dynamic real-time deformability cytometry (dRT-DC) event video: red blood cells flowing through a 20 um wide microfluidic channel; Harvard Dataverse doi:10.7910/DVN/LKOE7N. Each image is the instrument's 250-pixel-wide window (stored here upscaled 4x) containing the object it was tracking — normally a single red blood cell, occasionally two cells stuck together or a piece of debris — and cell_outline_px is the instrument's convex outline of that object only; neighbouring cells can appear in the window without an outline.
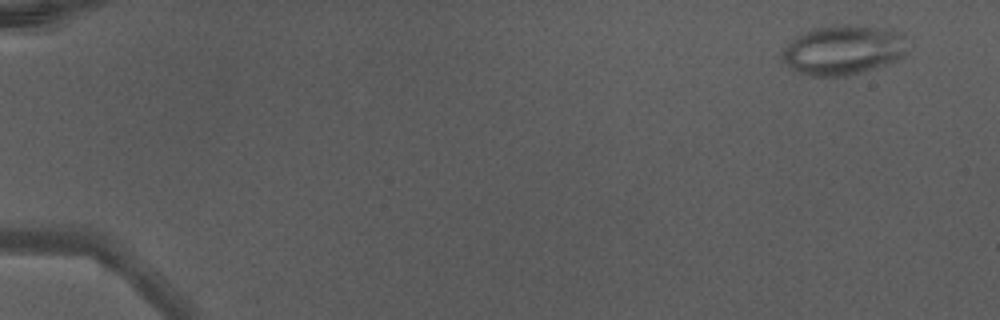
{"species": "Egyptian fruit bat (a non-hibernating species)", "species_latin": "Rousettus aegyptiacus", "temperature_condition": "warm", "stored_images_in_passage": 46, "camera_frame_rate_fps": 3000, "um_per_image_px": 0.085, "animal": {"sex": "male"}, "frame": {"image": 1, "passage_image": 1, "time_ms": 0.0, "image_size_px": [1000, 320], "cell_outline_px": [[904, 56], [888, 64], [864, 72], [848, 76], [808, 76], [796, 72], [792, 68], [784, 56], [788, 44], [796, 36], [816, 28], [848, 24], [856, 24], [892, 28], [904, 36]], "centroid_in_image_um": [71.75, 4.25], "position_along_channel_um": 13.3, "area_um2": 35.95}}
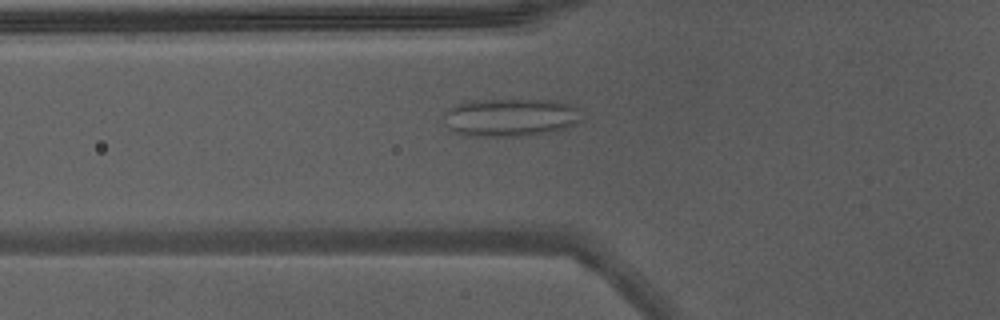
{"frame": {"image": 2, "passage_image": 17, "time_ms": 5.333, "image_size_px": [1000, 320], "cell_outline_px": [[580, 120], [568, 128], [556, 132], [528, 136], [464, 136], [448, 128], [444, 116], [444, 112], [448, 108], [456, 104], [472, 100], [556, 100], [572, 104], [580, 108]], "centroid_in_image_um": [43.42, 9.99], "position_along_channel_um": 82.4, "area_um2": 31.1}}
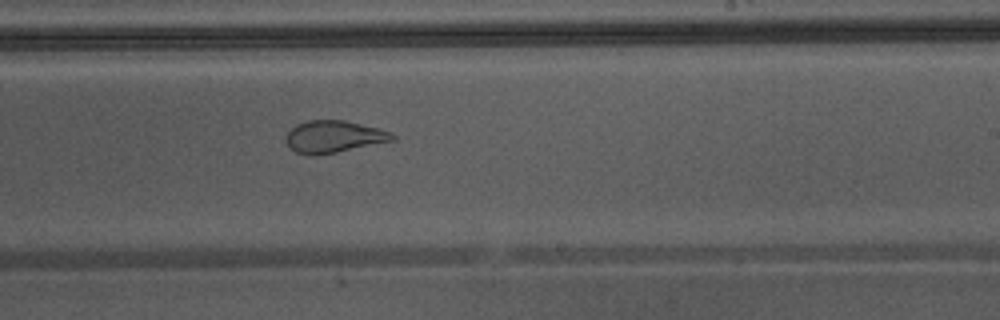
{"frame": {"image": 3, "passage_image": 29, "time_ms": 9.333, "image_size_px": [1000, 320], "cell_outline_px": [[396, 140], [336, 152], [308, 156], [296, 152], [288, 144], [288, 132], [296, 124], [308, 120], [344, 120], [380, 128], [396, 136]], "centroid_in_image_um": [28.4, 11.61], "position_along_channel_um": 260.6, "area_um2": 19.65}, "authors_computed_cell_mechanics": {"area_um2": 27.455, "velocity_mm_per_s": 4.4484, "shape_relaxation_time_tau1_ms": null, "shape_relaxation_time_tau2_ms": 1.0442, "deformation_change_tau1": null, "deformation_change_tau2": 0.0857}}